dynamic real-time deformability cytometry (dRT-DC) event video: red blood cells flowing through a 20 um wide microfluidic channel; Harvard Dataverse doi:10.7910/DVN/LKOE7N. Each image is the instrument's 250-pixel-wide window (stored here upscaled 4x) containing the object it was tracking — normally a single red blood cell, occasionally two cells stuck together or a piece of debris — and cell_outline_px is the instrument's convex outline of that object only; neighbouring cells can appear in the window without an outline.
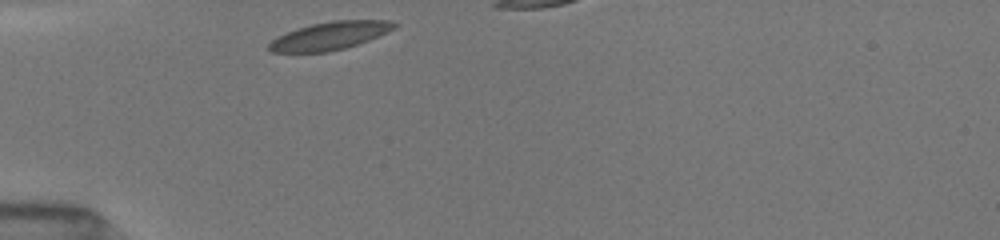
{"species": "common noctule bat (a hibernating species)", "species_latin": "Nyctalus noctula", "temperature_condition": "room temperature", "stored_images_in_passage": 28, "camera_frame_rate_fps": 3000, "um_per_image_px": 0.085, "animal": {"sex": "female", "body_mass_g": 19.5, "forearm_length_mm": 54.1}, "frame": {"image": 1, "passage_image": 1, "time_ms": 0.0, "image_size_px": [1000, 240], "cell_outline_px": [[400, 24], [396, 28], [368, 40], [344, 48], [328, 52], [272, 52], [268, 48], [268, 44], [276, 36], [296, 28], [312, 24], [332, 20], [388, 20]], "centroid_in_image_um": [28.03, 3.03], "position_along_channel_um": 57.0, "area_um2": 20.4}}
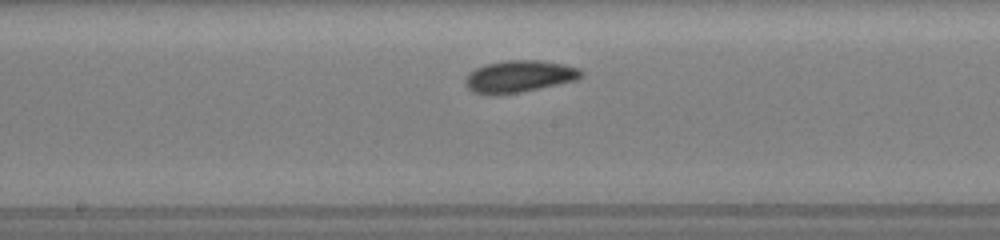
{"frame": {"image": 2, "passage_image": 13, "time_ms": 4.0, "image_size_px": [1000, 240], "cell_outline_px": [[584, 76], [576, 80], [520, 92], [488, 96], [472, 92], [464, 84], [464, 76], [476, 68], [484, 64], [508, 60], [540, 60], [564, 64], [580, 68], [584, 72]], "centroid_in_image_um": [44.1, 6.5], "position_along_channel_um": 204.1, "area_um2": 21.91}}
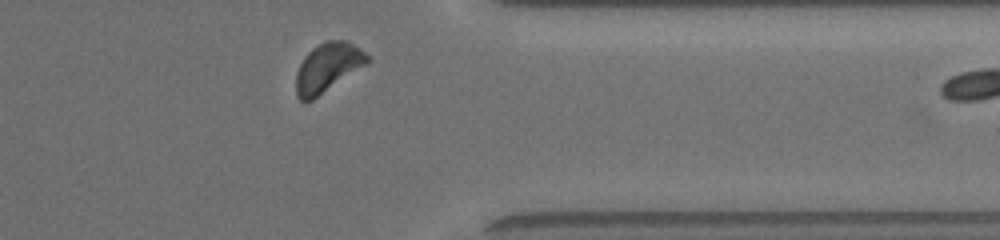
{"frame": {"image": 3, "passage_image": 27, "time_ms": 8.667, "image_size_px": [1000, 240], "cell_outline_px": [[372, 60], [368, 64], [312, 100], [300, 100], [296, 96], [296, 72], [304, 56], [312, 48], [324, 40], [348, 40], [372, 56]], "centroid_in_image_um": [27.9, 5.7], "position_along_channel_um": 383.5, "area_um2": 20.69}}